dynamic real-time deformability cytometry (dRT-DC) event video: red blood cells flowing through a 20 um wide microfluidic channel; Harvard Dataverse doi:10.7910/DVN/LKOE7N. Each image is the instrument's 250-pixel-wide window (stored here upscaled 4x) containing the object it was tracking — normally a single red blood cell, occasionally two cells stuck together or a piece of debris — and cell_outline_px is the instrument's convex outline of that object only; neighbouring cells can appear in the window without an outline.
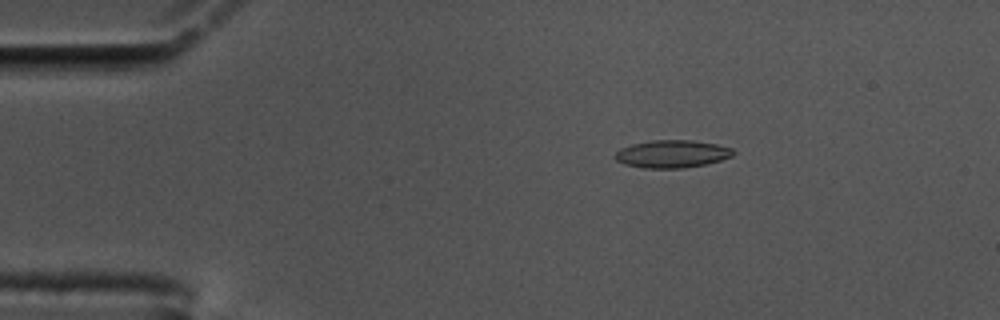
{"species": "common noctule bat (a hibernating species)", "species_latin": "Nyctalus noctula", "temperature_condition": "cold", "stored_images_in_passage": 58, "camera_frame_rate_fps": 3000, "um_per_image_px": 0.085, "animal": {"sex": "male", "body_mass_g": 17.5, "forearm_length_mm": 52.3}, "frame": {"image": 1, "passage_image": 10, "time_ms": 3.0, "image_size_px": [1000, 320], "cell_outline_px": [[736, 152], [732, 156], [720, 160], [704, 164], [684, 168], [644, 168], [624, 164], [616, 160], [612, 156], [620, 148], [632, 144], [652, 140], [692, 140], [716, 144], [732, 148]], "centroid_in_image_um": [57.1, 13.08], "position_along_channel_um": 27.9, "area_um2": 19.07}}
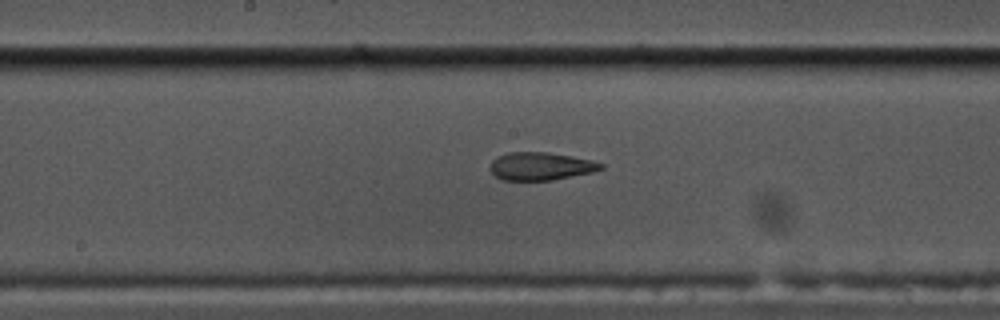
{"frame": {"image": 2, "passage_image": 30, "time_ms": 9.667, "image_size_px": [1000, 320], "cell_outline_px": [[604, 168], [592, 172], [552, 180], [500, 180], [488, 168], [492, 160], [508, 152], [548, 152], [572, 156], [592, 160], [604, 164]], "centroid_in_image_um": [45.95, 14.13], "position_along_channel_um": 202.2, "area_um2": 18.03}}
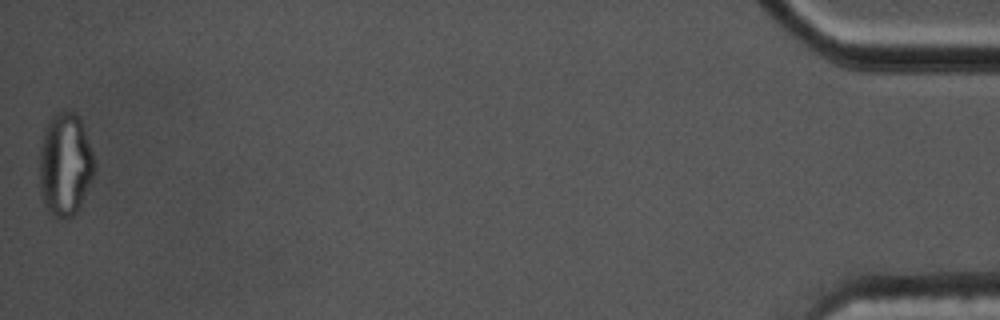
{"frame": {"image": 3, "passage_image": 58, "time_ms": 19.0, "image_size_px": [1000, 320], "cell_outline_px": [[92, 176], [80, 204], [76, 212], [68, 220], [56, 216], [48, 208], [44, 200], [40, 188], [40, 148], [44, 128], [48, 120], [56, 112], [72, 112], [80, 116], [92, 152]], "centroid_in_image_um": [5.51, 13.93], "position_along_channel_um": 429.7, "area_um2": 32.19}, "authors_computed_cell_mechanics": {"area_um2": 18.8428, "velocity_mm_per_s": 3.4613, "shape_relaxation_time_tau1_ms": null, "shape_relaxation_time_tau2_ms": 2.1439, "deformation_change_tau1": null, "deformation_change_tau2": 0.0974}}